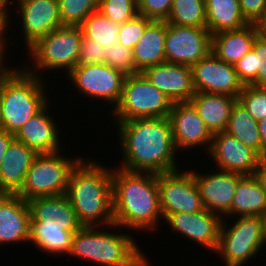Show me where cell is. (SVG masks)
<instances>
[{
  "label": "cell",
  "instance_id": "1",
  "mask_svg": "<svg viewBox=\"0 0 266 266\" xmlns=\"http://www.w3.org/2000/svg\"><path fill=\"white\" fill-rule=\"evenodd\" d=\"M116 123L114 126L119 133L118 144L123 158L119 168L153 174L179 169V155L173 142L169 118H137Z\"/></svg>",
  "mask_w": 266,
  "mask_h": 266
},
{
  "label": "cell",
  "instance_id": "2",
  "mask_svg": "<svg viewBox=\"0 0 266 266\" xmlns=\"http://www.w3.org/2000/svg\"><path fill=\"white\" fill-rule=\"evenodd\" d=\"M115 168V169H114ZM113 216L117 229L157 231L163 221L158 174L112 168ZM159 221V222H158Z\"/></svg>",
  "mask_w": 266,
  "mask_h": 266
},
{
  "label": "cell",
  "instance_id": "3",
  "mask_svg": "<svg viewBox=\"0 0 266 266\" xmlns=\"http://www.w3.org/2000/svg\"><path fill=\"white\" fill-rule=\"evenodd\" d=\"M82 157L71 171L65 195L83 227L113 225L112 167Z\"/></svg>",
  "mask_w": 266,
  "mask_h": 266
},
{
  "label": "cell",
  "instance_id": "4",
  "mask_svg": "<svg viewBox=\"0 0 266 266\" xmlns=\"http://www.w3.org/2000/svg\"><path fill=\"white\" fill-rule=\"evenodd\" d=\"M104 228L89 226L75 232L69 255L96 266H150L133 235L125 233L127 231L122 233L123 229L121 233H114L118 228L116 224L107 226V230L114 229L112 232L104 231Z\"/></svg>",
  "mask_w": 266,
  "mask_h": 266
},
{
  "label": "cell",
  "instance_id": "5",
  "mask_svg": "<svg viewBox=\"0 0 266 266\" xmlns=\"http://www.w3.org/2000/svg\"><path fill=\"white\" fill-rule=\"evenodd\" d=\"M20 69L15 67L0 83L2 128L13 135L50 99L45 85L48 81L29 73L24 67Z\"/></svg>",
  "mask_w": 266,
  "mask_h": 266
},
{
  "label": "cell",
  "instance_id": "6",
  "mask_svg": "<svg viewBox=\"0 0 266 266\" xmlns=\"http://www.w3.org/2000/svg\"><path fill=\"white\" fill-rule=\"evenodd\" d=\"M83 32L78 26H61L40 38L28 49L33 64L24 68L41 78L44 71L61 69L66 75L77 66ZM40 73H39V72ZM42 72V73H41Z\"/></svg>",
  "mask_w": 266,
  "mask_h": 266
},
{
  "label": "cell",
  "instance_id": "7",
  "mask_svg": "<svg viewBox=\"0 0 266 266\" xmlns=\"http://www.w3.org/2000/svg\"><path fill=\"white\" fill-rule=\"evenodd\" d=\"M61 153L59 151L38 154L26 173L24 184L17 195L28 201L37 197L66 194L71 171L82 157L72 159Z\"/></svg>",
  "mask_w": 266,
  "mask_h": 266
},
{
  "label": "cell",
  "instance_id": "8",
  "mask_svg": "<svg viewBox=\"0 0 266 266\" xmlns=\"http://www.w3.org/2000/svg\"><path fill=\"white\" fill-rule=\"evenodd\" d=\"M173 102L142 72L127 75L119 104L111 110L116 121L168 118Z\"/></svg>",
  "mask_w": 266,
  "mask_h": 266
},
{
  "label": "cell",
  "instance_id": "9",
  "mask_svg": "<svg viewBox=\"0 0 266 266\" xmlns=\"http://www.w3.org/2000/svg\"><path fill=\"white\" fill-rule=\"evenodd\" d=\"M222 219L216 254L225 266H245L264 247L260 216H238L230 226ZM228 224V225H227ZM229 226V227H227Z\"/></svg>",
  "mask_w": 266,
  "mask_h": 266
},
{
  "label": "cell",
  "instance_id": "10",
  "mask_svg": "<svg viewBox=\"0 0 266 266\" xmlns=\"http://www.w3.org/2000/svg\"><path fill=\"white\" fill-rule=\"evenodd\" d=\"M66 76L78 94L93 101H106L114 108L121 100L126 78L124 73L105 63L77 65Z\"/></svg>",
  "mask_w": 266,
  "mask_h": 266
},
{
  "label": "cell",
  "instance_id": "11",
  "mask_svg": "<svg viewBox=\"0 0 266 266\" xmlns=\"http://www.w3.org/2000/svg\"><path fill=\"white\" fill-rule=\"evenodd\" d=\"M158 190L163 219L173 213H195L205 209L189 168L158 174Z\"/></svg>",
  "mask_w": 266,
  "mask_h": 266
},
{
  "label": "cell",
  "instance_id": "12",
  "mask_svg": "<svg viewBox=\"0 0 266 266\" xmlns=\"http://www.w3.org/2000/svg\"><path fill=\"white\" fill-rule=\"evenodd\" d=\"M211 37L207 28L167 23L166 62L192 66L211 52Z\"/></svg>",
  "mask_w": 266,
  "mask_h": 266
},
{
  "label": "cell",
  "instance_id": "13",
  "mask_svg": "<svg viewBox=\"0 0 266 266\" xmlns=\"http://www.w3.org/2000/svg\"><path fill=\"white\" fill-rule=\"evenodd\" d=\"M15 4L14 12L18 11L17 17L21 19L18 23L21 22L20 32L27 50L40 38L62 26L58 0H16L12 7Z\"/></svg>",
  "mask_w": 266,
  "mask_h": 266
},
{
  "label": "cell",
  "instance_id": "14",
  "mask_svg": "<svg viewBox=\"0 0 266 266\" xmlns=\"http://www.w3.org/2000/svg\"><path fill=\"white\" fill-rule=\"evenodd\" d=\"M195 92L226 94L238 98L244 85L234 65L217 58L212 52L191 66Z\"/></svg>",
  "mask_w": 266,
  "mask_h": 266
},
{
  "label": "cell",
  "instance_id": "15",
  "mask_svg": "<svg viewBox=\"0 0 266 266\" xmlns=\"http://www.w3.org/2000/svg\"><path fill=\"white\" fill-rule=\"evenodd\" d=\"M168 118L177 152L193 150L196 146L198 148L205 146L206 152L209 151L213 134L191 101L174 102Z\"/></svg>",
  "mask_w": 266,
  "mask_h": 266
},
{
  "label": "cell",
  "instance_id": "16",
  "mask_svg": "<svg viewBox=\"0 0 266 266\" xmlns=\"http://www.w3.org/2000/svg\"><path fill=\"white\" fill-rule=\"evenodd\" d=\"M207 154L215 163V169L241 175H255L261 157L225 131L213 134Z\"/></svg>",
  "mask_w": 266,
  "mask_h": 266
},
{
  "label": "cell",
  "instance_id": "17",
  "mask_svg": "<svg viewBox=\"0 0 266 266\" xmlns=\"http://www.w3.org/2000/svg\"><path fill=\"white\" fill-rule=\"evenodd\" d=\"M222 217L206 209L195 213H173L163 220L176 233L182 234L196 245L215 253L218 245Z\"/></svg>",
  "mask_w": 266,
  "mask_h": 266
},
{
  "label": "cell",
  "instance_id": "18",
  "mask_svg": "<svg viewBox=\"0 0 266 266\" xmlns=\"http://www.w3.org/2000/svg\"><path fill=\"white\" fill-rule=\"evenodd\" d=\"M192 169L202 204L210 212L223 216L230 210L238 181L244 176L234 172L216 169L203 174Z\"/></svg>",
  "mask_w": 266,
  "mask_h": 266
},
{
  "label": "cell",
  "instance_id": "19",
  "mask_svg": "<svg viewBox=\"0 0 266 266\" xmlns=\"http://www.w3.org/2000/svg\"><path fill=\"white\" fill-rule=\"evenodd\" d=\"M142 73L173 103L190 101L195 94L191 66L164 62Z\"/></svg>",
  "mask_w": 266,
  "mask_h": 266
},
{
  "label": "cell",
  "instance_id": "20",
  "mask_svg": "<svg viewBox=\"0 0 266 266\" xmlns=\"http://www.w3.org/2000/svg\"><path fill=\"white\" fill-rule=\"evenodd\" d=\"M27 202L30 227H64L66 231H79L83 227L65 194L37 197Z\"/></svg>",
  "mask_w": 266,
  "mask_h": 266
},
{
  "label": "cell",
  "instance_id": "21",
  "mask_svg": "<svg viewBox=\"0 0 266 266\" xmlns=\"http://www.w3.org/2000/svg\"><path fill=\"white\" fill-rule=\"evenodd\" d=\"M30 208L17 194H0V245L21 242L30 237Z\"/></svg>",
  "mask_w": 266,
  "mask_h": 266
},
{
  "label": "cell",
  "instance_id": "22",
  "mask_svg": "<svg viewBox=\"0 0 266 266\" xmlns=\"http://www.w3.org/2000/svg\"><path fill=\"white\" fill-rule=\"evenodd\" d=\"M48 103L40 112L30 118L14 135L15 140L26 144L38 154L62 151L60 128L50 114ZM48 109V110H47ZM60 137V138H59Z\"/></svg>",
  "mask_w": 266,
  "mask_h": 266
},
{
  "label": "cell",
  "instance_id": "23",
  "mask_svg": "<svg viewBox=\"0 0 266 266\" xmlns=\"http://www.w3.org/2000/svg\"><path fill=\"white\" fill-rule=\"evenodd\" d=\"M38 153L26 144L13 140L0 163V194H17L26 173Z\"/></svg>",
  "mask_w": 266,
  "mask_h": 266
},
{
  "label": "cell",
  "instance_id": "24",
  "mask_svg": "<svg viewBox=\"0 0 266 266\" xmlns=\"http://www.w3.org/2000/svg\"><path fill=\"white\" fill-rule=\"evenodd\" d=\"M260 33L257 24L212 35L211 52L220 60L234 65L248 53Z\"/></svg>",
  "mask_w": 266,
  "mask_h": 266
},
{
  "label": "cell",
  "instance_id": "25",
  "mask_svg": "<svg viewBox=\"0 0 266 266\" xmlns=\"http://www.w3.org/2000/svg\"><path fill=\"white\" fill-rule=\"evenodd\" d=\"M212 134L225 131L238 98L216 93L195 92L190 100Z\"/></svg>",
  "mask_w": 266,
  "mask_h": 266
},
{
  "label": "cell",
  "instance_id": "26",
  "mask_svg": "<svg viewBox=\"0 0 266 266\" xmlns=\"http://www.w3.org/2000/svg\"><path fill=\"white\" fill-rule=\"evenodd\" d=\"M166 21L153 20L146 28L132 52L136 64V73L146 68L166 62L165 38Z\"/></svg>",
  "mask_w": 266,
  "mask_h": 266
},
{
  "label": "cell",
  "instance_id": "27",
  "mask_svg": "<svg viewBox=\"0 0 266 266\" xmlns=\"http://www.w3.org/2000/svg\"><path fill=\"white\" fill-rule=\"evenodd\" d=\"M265 212L266 194L260 181L256 175H244L238 181L230 210L223 217L261 216Z\"/></svg>",
  "mask_w": 266,
  "mask_h": 266
},
{
  "label": "cell",
  "instance_id": "28",
  "mask_svg": "<svg viewBox=\"0 0 266 266\" xmlns=\"http://www.w3.org/2000/svg\"><path fill=\"white\" fill-rule=\"evenodd\" d=\"M205 6L206 28L211 35L249 24L241 13L239 0H205Z\"/></svg>",
  "mask_w": 266,
  "mask_h": 266
},
{
  "label": "cell",
  "instance_id": "29",
  "mask_svg": "<svg viewBox=\"0 0 266 266\" xmlns=\"http://www.w3.org/2000/svg\"><path fill=\"white\" fill-rule=\"evenodd\" d=\"M225 132L254 150L262 158L258 121L238 101L233 107Z\"/></svg>",
  "mask_w": 266,
  "mask_h": 266
},
{
  "label": "cell",
  "instance_id": "30",
  "mask_svg": "<svg viewBox=\"0 0 266 266\" xmlns=\"http://www.w3.org/2000/svg\"><path fill=\"white\" fill-rule=\"evenodd\" d=\"M75 232L66 231L64 227H30L29 243L45 254L66 256L70 253Z\"/></svg>",
  "mask_w": 266,
  "mask_h": 266
},
{
  "label": "cell",
  "instance_id": "31",
  "mask_svg": "<svg viewBox=\"0 0 266 266\" xmlns=\"http://www.w3.org/2000/svg\"><path fill=\"white\" fill-rule=\"evenodd\" d=\"M120 26L121 24L109 20L100 11H96L91 13L80 27L85 37L106 48L118 43Z\"/></svg>",
  "mask_w": 266,
  "mask_h": 266
},
{
  "label": "cell",
  "instance_id": "32",
  "mask_svg": "<svg viewBox=\"0 0 266 266\" xmlns=\"http://www.w3.org/2000/svg\"><path fill=\"white\" fill-rule=\"evenodd\" d=\"M167 23L206 28L205 0H173Z\"/></svg>",
  "mask_w": 266,
  "mask_h": 266
},
{
  "label": "cell",
  "instance_id": "33",
  "mask_svg": "<svg viewBox=\"0 0 266 266\" xmlns=\"http://www.w3.org/2000/svg\"><path fill=\"white\" fill-rule=\"evenodd\" d=\"M62 26H78L93 12L98 11L99 0H58Z\"/></svg>",
  "mask_w": 266,
  "mask_h": 266
},
{
  "label": "cell",
  "instance_id": "34",
  "mask_svg": "<svg viewBox=\"0 0 266 266\" xmlns=\"http://www.w3.org/2000/svg\"><path fill=\"white\" fill-rule=\"evenodd\" d=\"M98 11L109 20L123 24L138 14L137 0H99Z\"/></svg>",
  "mask_w": 266,
  "mask_h": 266
},
{
  "label": "cell",
  "instance_id": "35",
  "mask_svg": "<svg viewBox=\"0 0 266 266\" xmlns=\"http://www.w3.org/2000/svg\"><path fill=\"white\" fill-rule=\"evenodd\" d=\"M248 113L257 121L266 117V87L244 85L238 96Z\"/></svg>",
  "mask_w": 266,
  "mask_h": 266
},
{
  "label": "cell",
  "instance_id": "36",
  "mask_svg": "<svg viewBox=\"0 0 266 266\" xmlns=\"http://www.w3.org/2000/svg\"><path fill=\"white\" fill-rule=\"evenodd\" d=\"M105 64L121 71L126 76L136 73L132 49L117 43L105 48Z\"/></svg>",
  "mask_w": 266,
  "mask_h": 266
},
{
  "label": "cell",
  "instance_id": "37",
  "mask_svg": "<svg viewBox=\"0 0 266 266\" xmlns=\"http://www.w3.org/2000/svg\"><path fill=\"white\" fill-rule=\"evenodd\" d=\"M152 21V19L137 14L133 19L121 24L117 37L118 43L133 49Z\"/></svg>",
  "mask_w": 266,
  "mask_h": 266
},
{
  "label": "cell",
  "instance_id": "38",
  "mask_svg": "<svg viewBox=\"0 0 266 266\" xmlns=\"http://www.w3.org/2000/svg\"><path fill=\"white\" fill-rule=\"evenodd\" d=\"M138 14L155 21H166L169 17L173 0H137Z\"/></svg>",
  "mask_w": 266,
  "mask_h": 266
},
{
  "label": "cell",
  "instance_id": "39",
  "mask_svg": "<svg viewBox=\"0 0 266 266\" xmlns=\"http://www.w3.org/2000/svg\"><path fill=\"white\" fill-rule=\"evenodd\" d=\"M252 49L255 51L256 78L250 85L266 87V33L260 32L254 41Z\"/></svg>",
  "mask_w": 266,
  "mask_h": 266
},
{
  "label": "cell",
  "instance_id": "40",
  "mask_svg": "<svg viewBox=\"0 0 266 266\" xmlns=\"http://www.w3.org/2000/svg\"><path fill=\"white\" fill-rule=\"evenodd\" d=\"M105 47L83 35L77 65L105 63Z\"/></svg>",
  "mask_w": 266,
  "mask_h": 266
},
{
  "label": "cell",
  "instance_id": "41",
  "mask_svg": "<svg viewBox=\"0 0 266 266\" xmlns=\"http://www.w3.org/2000/svg\"><path fill=\"white\" fill-rule=\"evenodd\" d=\"M234 68L243 85L250 84L256 78L258 70L255 69V51L251 49L246 53L236 64H234Z\"/></svg>",
  "mask_w": 266,
  "mask_h": 266
},
{
  "label": "cell",
  "instance_id": "42",
  "mask_svg": "<svg viewBox=\"0 0 266 266\" xmlns=\"http://www.w3.org/2000/svg\"><path fill=\"white\" fill-rule=\"evenodd\" d=\"M243 17L249 24H258L266 11V0H239Z\"/></svg>",
  "mask_w": 266,
  "mask_h": 266
},
{
  "label": "cell",
  "instance_id": "43",
  "mask_svg": "<svg viewBox=\"0 0 266 266\" xmlns=\"http://www.w3.org/2000/svg\"><path fill=\"white\" fill-rule=\"evenodd\" d=\"M14 135L7 132L6 130H0V163L9 147L11 142L14 140Z\"/></svg>",
  "mask_w": 266,
  "mask_h": 266
},
{
  "label": "cell",
  "instance_id": "44",
  "mask_svg": "<svg viewBox=\"0 0 266 266\" xmlns=\"http://www.w3.org/2000/svg\"><path fill=\"white\" fill-rule=\"evenodd\" d=\"M6 48L7 47H0V83L12 72L13 68H15L13 66L8 68L6 62L4 61L6 59L4 56L7 55L5 52L7 50Z\"/></svg>",
  "mask_w": 266,
  "mask_h": 266
},
{
  "label": "cell",
  "instance_id": "45",
  "mask_svg": "<svg viewBox=\"0 0 266 266\" xmlns=\"http://www.w3.org/2000/svg\"><path fill=\"white\" fill-rule=\"evenodd\" d=\"M255 175L260 181L262 188L266 194V156L260 159L258 169L255 172Z\"/></svg>",
  "mask_w": 266,
  "mask_h": 266
},
{
  "label": "cell",
  "instance_id": "46",
  "mask_svg": "<svg viewBox=\"0 0 266 266\" xmlns=\"http://www.w3.org/2000/svg\"><path fill=\"white\" fill-rule=\"evenodd\" d=\"M11 22L9 21V18H0V47H8L5 34L8 33L9 26Z\"/></svg>",
  "mask_w": 266,
  "mask_h": 266
},
{
  "label": "cell",
  "instance_id": "47",
  "mask_svg": "<svg viewBox=\"0 0 266 266\" xmlns=\"http://www.w3.org/2000/svg\"><path fill=\"white\" fill-rule=\"evenodd\" d=\"M258 130L262 143V157L266 156V117L258 121Z\"/></svg>",
  "mask_w": 266,
  "mask_h": 266
},
{
  "label": "cell",
  "instance_id": "48",
  "mask_svg": "<svg viewBox=\"0 0 266 266\" xmlns=\"http://www.w3.org/2000/svg\"><path fill=\"white\" fill-rule=\"evenodd\" d=\"M10 4H8L5 0H0V18H10V21L12 20V16L14 15H11L10 17V8L8 7H11V5L9 6Z\"/></svg>",
  "mask_w": 266,
  "mask_h": 266
},
{
  "label": "cell",
  "instance_id": "49",
  "mask_svg": "<svg viewBox=\"0 0 266 266\" xmlns=\"http://www.w3.org/2000/svg\"><path fill=\"white\" fill-rule=\"evenodd\" d=\"M262 220V235H263V242L266 247V212L260 216Z\"/></svg>",
  "mask_w": 266,
  "mask_h": 266
},
{
  "label": "cell",
  "instance_id": "50",
  "mask_svg": "<svg viewBox=\"0 0 266 266\" xmlns=\"http://www.w3.org/2000/svg\"><path fill=\"white\" fill-rule=\"evenodd\" d=\"M257 27L259 28L260 32L266 33V11H265L263 18L257 24Z\"/></svg>",
  "mask_w": 266,
  "mask_h": 266
},
{
  "label": "cell",
  "instance_id": "51",
  "mask_svg": "<svg viewBox=\"0 0 266 266\" xmlns=\"http://www.w3.org/2000/svg\"><path fill=\"white\" fill-rule=\"evenodd\" d=\"M0 130H3V128H2V114H1V101H0Z\"/></svg>",
  "mask_w": 266,
  "mask_h": 266
},
{
  "label": "cell",
  "instance_id": "52",
  "mask_svg": "<svg viewBox=\"0 0 266 266\" xmlns=\"http://www.w3.org/2000/svg\"><path fill=\"white\" fill-rule=\"evenodd\" d=\"M15 2V0H9V3L11 4V3H14Z\"/></svg>",
  "mask_w": 266,
  "mask_h": 266
}]
</instances>
